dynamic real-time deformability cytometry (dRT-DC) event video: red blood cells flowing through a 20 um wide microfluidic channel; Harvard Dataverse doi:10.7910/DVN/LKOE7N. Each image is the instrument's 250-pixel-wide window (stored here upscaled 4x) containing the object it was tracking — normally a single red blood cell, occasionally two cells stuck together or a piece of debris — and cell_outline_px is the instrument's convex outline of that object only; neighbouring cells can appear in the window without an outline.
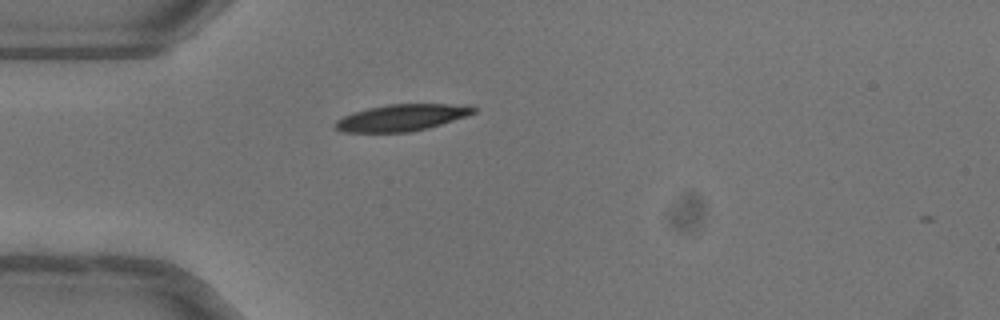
{"species": "common noctule bat (a hibernating species)", "species_latin": "Nyctalus noctula", "temperature_condition": "warm", "stored_images_in_passage": 3, "camera_frame_rate_fps": 3000, "um_per_image_px": 0.085, "animal": {"sex": "female"}, "frame": {"image": 1, "passage_image": 2, "time_ms": 0.333, "image_size_px": [1000, 320], "cell_outline_px": [[476, 112], [468, 116], [428, 128], [408, 132], [340, 132], [336, 128], [336, 120], [352, 112], [368, 108], [388, 104], [468, 104], [476, 108]], "centroid_in_image_um": [34.19, 9.99], "position_along_channel_um": 50.8, "area_um2": 21.56}}